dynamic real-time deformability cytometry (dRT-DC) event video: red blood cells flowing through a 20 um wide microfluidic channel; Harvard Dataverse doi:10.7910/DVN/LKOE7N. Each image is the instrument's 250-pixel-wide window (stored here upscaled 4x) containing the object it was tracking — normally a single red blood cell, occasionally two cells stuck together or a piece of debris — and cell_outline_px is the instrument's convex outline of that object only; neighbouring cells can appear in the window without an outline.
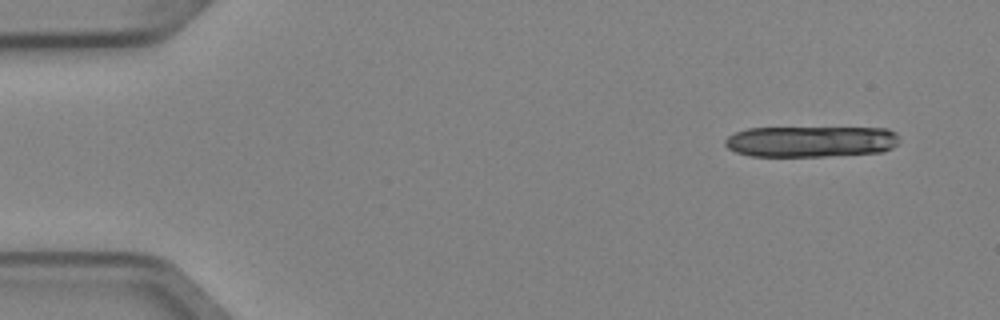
{"species": "Egyptian fruit bat (a non-hibernating species)", "species_latin": "Rousettus aegyptiacus", "temperature_condition": "cold", "stored_images_in_passage": 4, "camera_frame_rate_fps": 3000, "um_per_image_px": 0.085, "animal": {"sex": "female"}, "frame": {"image": 1, "passage_image": 1, "time_ms": 0.0, "image_size_px": [1000, 320], "cell_outline_px": [[900, 140], [892, 148], [884, 152], [824, 156], [752, 156], [736, 152], [728, 148], [724, 144], [724, 140], [728, 136], [736, 132], [748, 128], [888, 128], [896, 132], [900, 136]], "centroid_in_image_um": [68.97, 12.02], "position_along_channel_um": 16.0, "area_um2": 31.73}}